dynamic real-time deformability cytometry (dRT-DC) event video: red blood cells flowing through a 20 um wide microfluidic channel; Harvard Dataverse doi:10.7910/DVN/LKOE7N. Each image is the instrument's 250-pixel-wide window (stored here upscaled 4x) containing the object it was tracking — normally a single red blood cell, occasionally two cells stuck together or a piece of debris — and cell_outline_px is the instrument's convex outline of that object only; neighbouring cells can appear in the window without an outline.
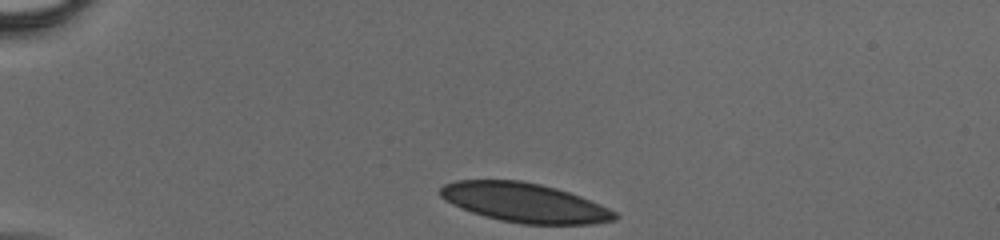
{"species": "human", "species_latin": "Homo sapiens", "temperature_condition": "cold", "stored_images_in_passage": 44, "camera_frame_rate_fps": 3000, "um_per_image_px": 0.085, "donor": {"sex": "male"}, "frame": {"image": 1, "passage_image": 1, "time_ms": 0.0, "image_size_px": [1000, 240], "cell_outline_px": [[616, 220], [592, 224], [520, 224], [500, 220], [484, 216], [472, 212], [452, 204], [444, 200], [440, 196], [440, 188], [444, 184], [456, 180], [520, 180], [540, 184], [556, 188], [580, 196], [600, 204], [616, 212]], "centroid_in_image_um": [44.57, 17.22], "position_along_channel_um": 40.4, "area_um2": 39.88}}
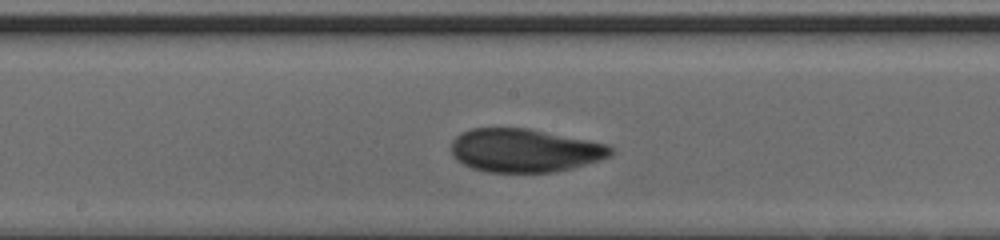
{"frame": {"image": 2, "passage_image": 19, "time_ms": 6.0, "image_size_px": [1000, 240], "cell_outline_px": [[616, 152], [600, 160], [572, 168], [556, 172], [488, 172], [472, 168], [456, 160], [452, 156], [452, 140], [460, 132], [472, 128], [528, 128], [608, 144]], "centroid_in_image_um": [44.59, 12.78], "position_along_channel_um": 203.6, "area_um2": 40.46}}
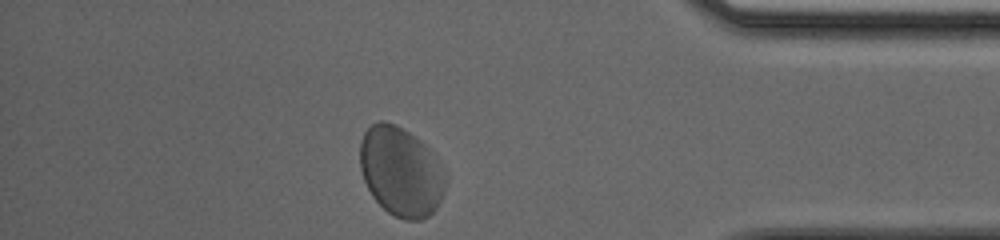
{"frame": {"image": 3, "passage_image": 37, "time_ms": 12.0, "image_size_px": [1000, 240], "cell_outline_px": [[448, 176], [444, 192], [436, 208], [428, 216], [420, 220], [404, 220], [388, 212], [372, 196], [364, 180], [360, 168], [360, 140], [364, 132], [372, 124], [380, 120], [384, 120], [396, 124], [420, 140], [436, 156], [444, 168]], "centroid_in_image_um": [34.09, 14.57], "position_along_channel_um": 401.1, "area_um2": 44.85}}